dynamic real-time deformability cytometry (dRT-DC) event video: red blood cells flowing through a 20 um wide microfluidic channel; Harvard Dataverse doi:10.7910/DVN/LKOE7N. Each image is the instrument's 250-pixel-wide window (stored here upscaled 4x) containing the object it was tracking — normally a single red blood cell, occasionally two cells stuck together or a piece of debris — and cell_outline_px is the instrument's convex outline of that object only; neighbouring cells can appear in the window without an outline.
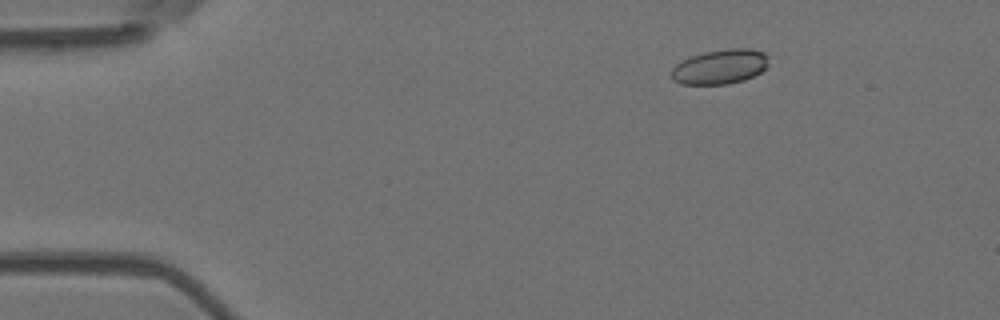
{"species": "Egyptian fruit bat (a non-hibernating species)", "species_latin": "Rousettus aegyptiacus", "temperature_condition": "room temperature", "stored_images_in_passage": 6, "camera_frame_rate_fps": 3000, "um_per_image_px": 0.085, "animal": {"sex": "female"}, "frame": {"image": 1, "passage_image": 1, "time_ms": 0.0, "image_size_px": [1000, 320], "cell_outline_px": [[768, 68], [744, 80], [728, 84], [680, 84], [672, 80], [672, 68], [676, 64], [692, 56], [704, 52], [728, 48], [748, 48], [764, 52], [768, 56]], "centroid_in_image_um": [61.23, 5.67], "position_along_channel_um": 23.8, "area_um2": 19.71}}
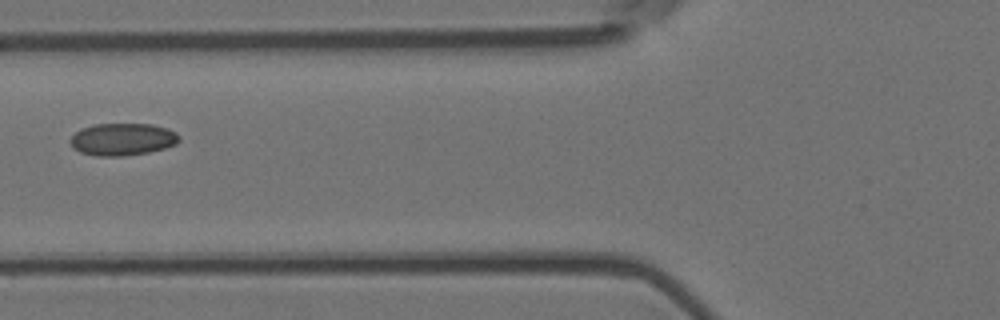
{"frame": {"image": 2, "passage_image": 5, "time_ms": 1.333, "image_size_px": [1000, 320], "cell_outline_px": [[180, 140], [176, 144], [164, 148], [148, 152], [124, 156], [96, 156], [80, 152], [72, 148], [68, 140], [80, 128], [96, 124], [152, 124], [168, 128], [176, 132], [180, 136]], "centroid_in_image_um": [10.4, 11.84], "position_along_channel_um": 115.4, "area_um2": 20.69}}
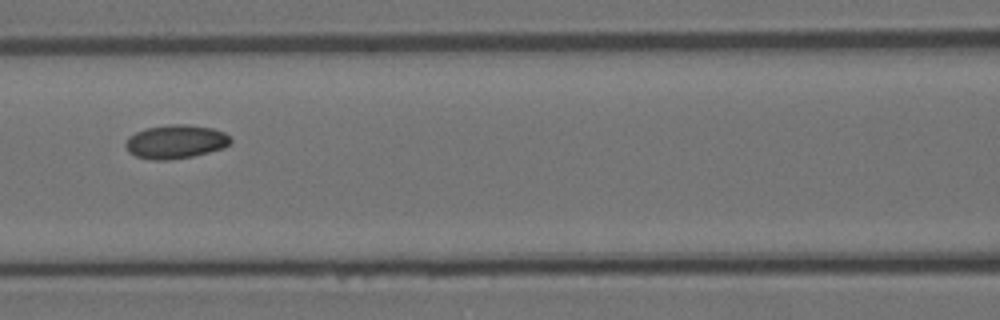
{"frame": {"image": 3, "passage_image": 6, "time_ms": 1.667, "image_size_px": [1000, 320], "cell_outline_px": [[232, 144], [224, 148], [192, 156], [168, 160], [152, 160], [136, 156], [128, 152], [124, 144], [128, 136], [144, 128], [172, 124], [188, 124], [212, 128], [224, 132], [232, 140]], "centroid_in_image_um": [14.92, 12.04], "position_along_channel_um": 151.7, "area_um2": 20.81}}